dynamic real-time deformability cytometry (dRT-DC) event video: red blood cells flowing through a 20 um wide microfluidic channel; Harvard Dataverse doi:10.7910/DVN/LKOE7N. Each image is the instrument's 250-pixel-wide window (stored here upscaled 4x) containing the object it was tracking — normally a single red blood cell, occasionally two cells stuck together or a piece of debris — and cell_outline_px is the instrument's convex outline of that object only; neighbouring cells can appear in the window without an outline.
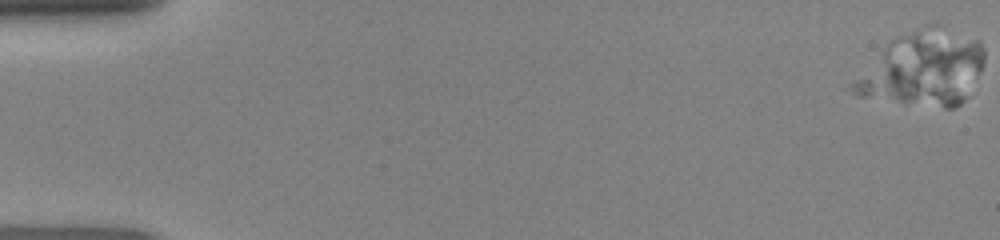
{"species": "human", "species_latin": "Homo sapiens", "temperature_condition": "room temperature", "stored_images_in_passage": 10, "camera_frame_rate_fps": 3000, "um_per_image_px": 0.085, "donor": {"sex": "female"}, "frame": {"image": 1, "passage_image": 1, "time_ms": 0.0, "image_size_px": [1000, 240], "cell_outline_px": [[984, 64], [968, 96], [956, 108], [944, 108], [856, 96], [852, 92], [848, 84], [896, 36], [928, 24], [936, 24], [980, 40], [984, 48]], "centroid_in_image_um": [78.49, 5.83], "position_along_channel_um": 6.5, "area_um2": 56.99}}